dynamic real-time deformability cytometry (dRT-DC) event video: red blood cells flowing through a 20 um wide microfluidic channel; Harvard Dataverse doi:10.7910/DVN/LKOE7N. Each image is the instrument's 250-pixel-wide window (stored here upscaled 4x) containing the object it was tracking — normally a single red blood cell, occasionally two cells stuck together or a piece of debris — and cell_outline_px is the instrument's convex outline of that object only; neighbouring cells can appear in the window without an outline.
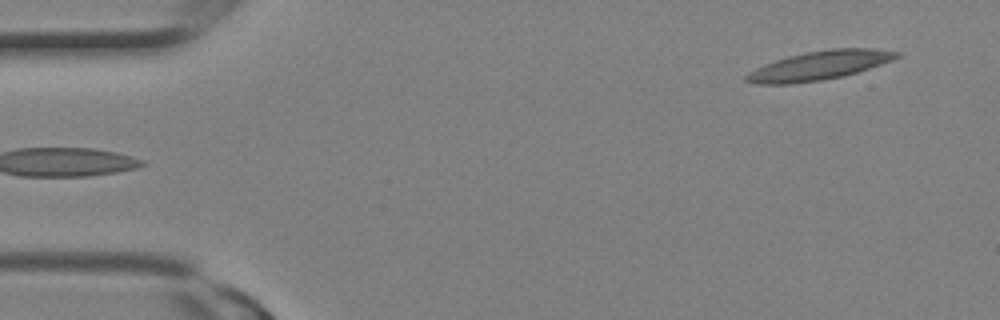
{"species": "Egyptian fruit bat (a non-hibernating species)", "species_latin": "Rousettus aegyptiacus", "temperature_condition": "room temperature", "stored_images_in_passage": 3, "camera_frame_rate_fps": 3000, "um_per_image_px": 0.085, "animal": {"sex": "female"}, "frame": {"image": 1, "passage_image": 3, "time_ms": 0.667, "image_size_px": [1000, 320], "cell_outline_px": [[900, 56], [892, 60], [856, 72], [840, 76], [820, 80], [788, 84], [756, 84], [744, 80], [744, 76], [748, 72], [764, 64], [788, 56], [808, 52], [832, 48], [872, 48], [900, 52]], "centroid_in_image_um": [69.6, 5.56], "position_along_channel_um": 15.4, "area_um2": 24.97}}